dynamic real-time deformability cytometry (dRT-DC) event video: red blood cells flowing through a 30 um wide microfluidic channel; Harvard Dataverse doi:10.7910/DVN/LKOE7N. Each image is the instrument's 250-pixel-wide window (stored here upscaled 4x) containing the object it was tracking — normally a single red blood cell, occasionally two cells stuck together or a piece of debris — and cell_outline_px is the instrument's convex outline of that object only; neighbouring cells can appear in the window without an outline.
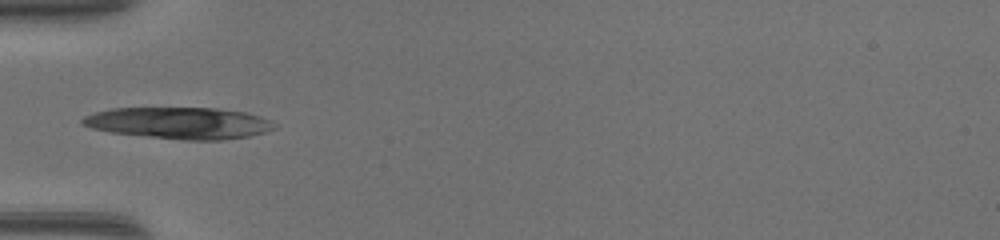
{"species": "common noctule bat (a hibernating species)", "species_latin": "Nyctalus noctula", "temperature_condition": "warm", "stored_images_in_passage": 27, "camera_frame_rate_fps": 3000, "um_per_image_px": 0.085, "animal": {"sex": "female", "body_mass_g": 17.0, "forearm_length_mm": 48.0}, "frame": {"image": 1, "passage_image": 1, "time_ms": 0.0, "image_size_px": [1000, 240], "cell_outline_px": [[276, 128], [264, 132], [248, 136], [220, 140], [184, 140], [112, 132], [92, 128], [80, 124], [80, 120], [84, 116], [96, 112], [112, 108], [216, 108], [244, 112], [260, 116], [272, 120]], "centroid_in_image_um": [15.24, 10.45], "position_along_channel_um": 69.8, "area_um2": 35.14}}
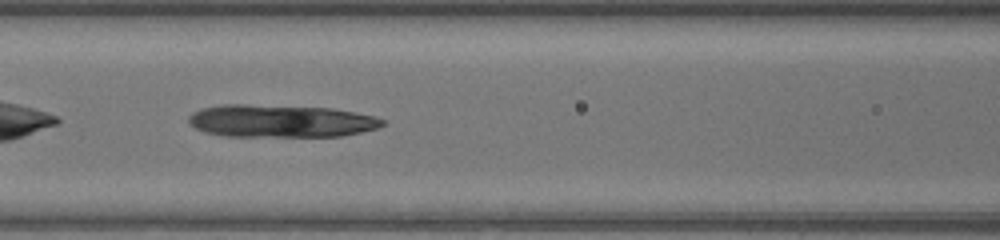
{"frame": {"image": 2, "passage_image": 6, "time_ms": 1.667, "image_size_px": [1000, 240], "cell_outline_px": [[384, 124], [376, 128], [360, 132], [340, 136], [224, 136], [204, 132], [188, 124], [188, 116], [192, 112], [200, 108], [220, 104], [244, 104], [332, 108], [376, 116], [384, 120]], "centroid_in_image_um": [23.8, 10.28], "position_along_channel_um": 142.8, "area_um2": 36.99}}
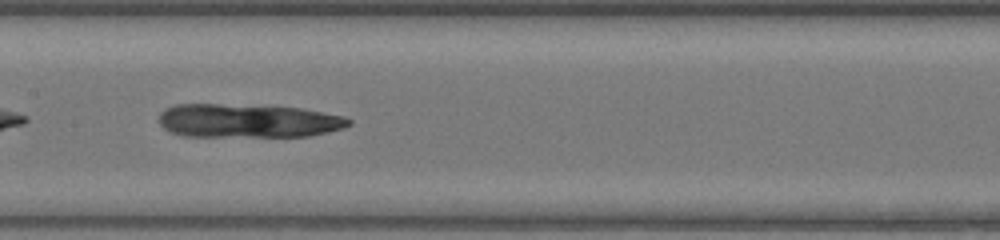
{"frame": {"image": 3, "passage_image": 9, "time_ms": 2.667, "image_size_px": [1000, 240], "cell_outline_px": [[352, 124], [344, 128], [328, 132], [308, 136], [184, 136], [168, 132], [160, 124], [160, 112], [164, 108], [176, 104], [216, 104], [300, 108], [344, 116], [352, 120]], "centroid_in_image_um": [21.06, 10.27], "position_along_channel_um": 186.3, "area_um2": 37.22}}